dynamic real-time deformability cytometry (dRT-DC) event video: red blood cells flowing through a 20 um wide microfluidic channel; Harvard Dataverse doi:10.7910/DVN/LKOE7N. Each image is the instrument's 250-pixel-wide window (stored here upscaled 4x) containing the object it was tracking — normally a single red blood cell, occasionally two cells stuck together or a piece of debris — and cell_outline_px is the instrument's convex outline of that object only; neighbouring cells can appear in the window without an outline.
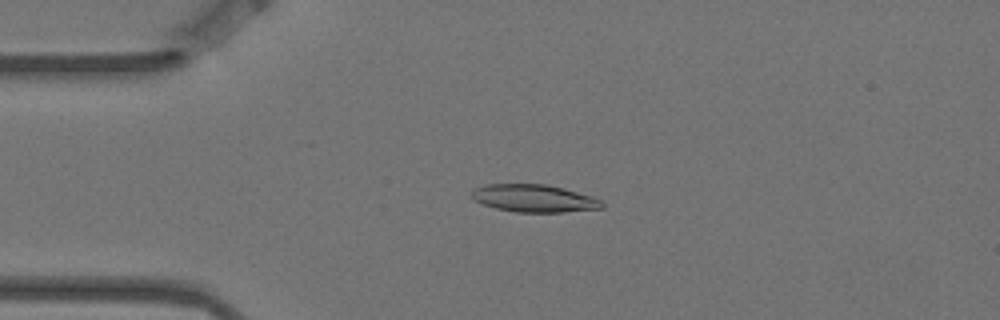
{"species": "Egyptian fruit bat (a non-hibernating species)", "species_latin": "Rousettus aegyptiacus", "temperature_condition": "warm", "stored_images_in_passage": 5, "camera_frame_rate_fps": 3000, "um_per_image_px": 0.085, "animal": {"sex": "female"}, "frame": {"image": 1, "passage_image": 4, "time_ms": 1.0, "image_size_px": [1000, 320], "cell_outline_px": [[604, 208], [564, 212], [516, 212], [496, 208], [472, 200], [472, 192], [476, 188], [488, 184], [544, 184], [564, 188], [592, 196], [604, 200]], "centroid_in_image_um": [45.45, 16.86], "position_along_channel_um": 39.5, "area_um2": 20.98}}